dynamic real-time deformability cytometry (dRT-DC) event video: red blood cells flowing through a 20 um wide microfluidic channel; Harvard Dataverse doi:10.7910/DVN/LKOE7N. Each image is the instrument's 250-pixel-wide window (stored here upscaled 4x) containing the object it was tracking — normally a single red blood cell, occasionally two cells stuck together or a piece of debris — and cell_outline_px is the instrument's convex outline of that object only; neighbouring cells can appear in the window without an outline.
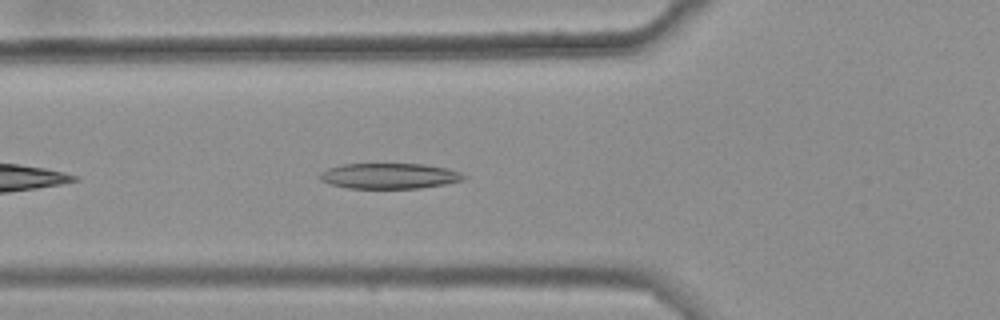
{"species": "common noctule bat (a hibernating species)", "species_latin": "Nyctalus noctula", "temperature_condition": "warm", "stored_images_in_passage": 28, "camera_frame_rate_fps": 3000, "um_per_image_px": 0.085, "animal": {"sex": "female", "body_mass_g": 25.1}, "frame": {"image": 1, "passage_image": 3, "time_ms": 0.667, "image_size_px": [1000, 320], "cell_outline_px": [[468, 176], [464, 180], [444, 184], [420, 188], [348, 188], [328, 184], [320, 180], [320, 172], [328, 168], [340, 164], [424, 164], [448, 168], [460, 172]], "centroid_in_image_um": [33.1, 14.95], "position_along_channel_um": 92.7, "area_um2": 21.56}}
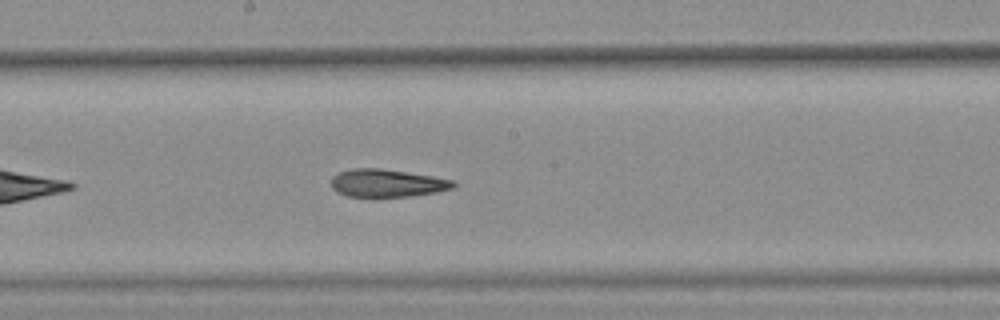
{"frame": {"image": 2, "passage_image": 13, "time_ms": 4.0, "image_size_px": [1000, 320], "cell_outline_px": [[456, 184], [452, 188], [436, 192], [408, 196], [372, 200], [348, 196], [336, 192], [332, 188], [332, 176], [340, 172], [352, 168], [380, 168], [432, 176], [456, 180]], "centroid_in_image_um": [32.86, 15.6], "position_along_channel_um": 215.3, "area_um2": 20.46}}
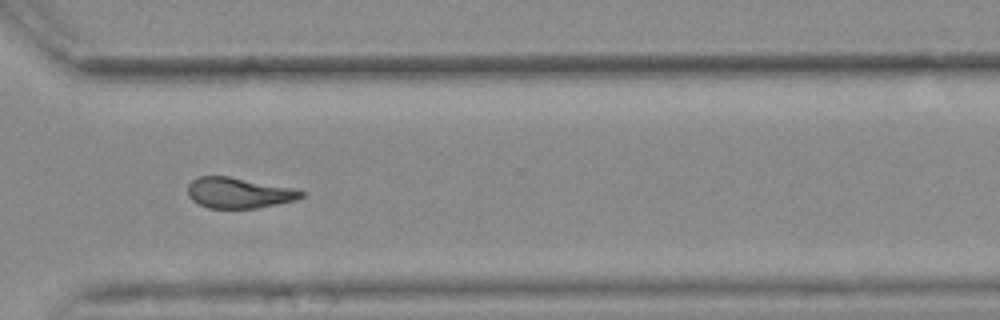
{"frame": {"image": 3, "passage_image": 24, "time_ms": 7.667, "image_size_px": [1000, 320], "cell_outline_px": [[304, 196], [296, 200], [256, 208], [208, 208], [192, 200], [188, 196], [188, 184], [192, 180], [200, 176], [228, 176], [288, 188], [304, 192]], "centroid_in_image_um": [20.23, 16.4], "position_along_channel_um": 350.4, "area_um2": 19.83}, "authors_computed_cell_mechanics": {"area_um2": 20.6346, "velocity_mm_per_s": 3.6715, "shape_relaxation_time_tau1_ms": null, "shape_relaxation_time_tau2_ms": 3.6935, "deformation_change_tau1": null, "deformation_change_tau2": 0.1343}}